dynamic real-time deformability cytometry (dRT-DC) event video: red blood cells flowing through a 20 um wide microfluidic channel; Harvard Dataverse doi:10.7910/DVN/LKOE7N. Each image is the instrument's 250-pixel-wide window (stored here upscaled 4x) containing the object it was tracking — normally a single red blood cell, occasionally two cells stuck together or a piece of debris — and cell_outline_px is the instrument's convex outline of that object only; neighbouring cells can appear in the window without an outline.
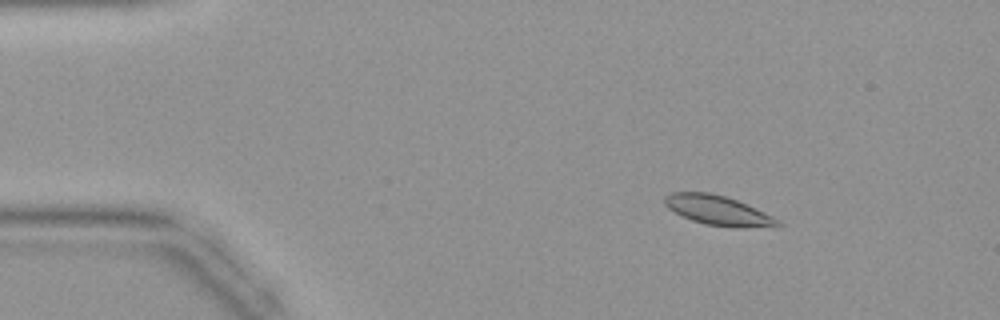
{"species": "common noctule bat (a hibernating species)", "species_latin": "Nyctalus noctula", "temperature_condition": "warm", "stored_images_in_passage": 44, "camera_frame_rate_fps": 3000, "um_per_image_px": 0.085, "animal": {"sex": "female", "body_mass_g": 19.9}, "frame": {"image": 1, "passage_image": 7, "time_ms": 2.0, "image_size_px": [1000, 320], "cell_outline_px": [[784, 224], [744, 228], [732, 228], [704, 224], [680, 216], [668, 208], [664, 204], [664, 196], [672, 192], [708, 192], [724, 196], [736, 200], [764, 212], [780, 220]], "centroid_in_image_um": [60.98, 17.89], "position_along_channel_um": 24.0, "area_um2": 19.48}}
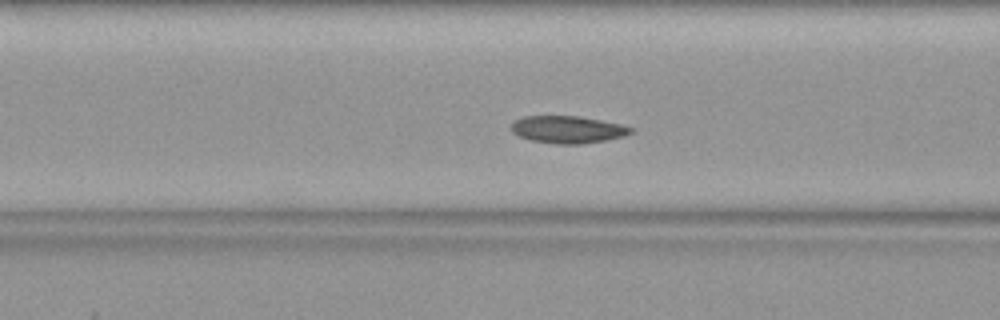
{"frame": {"image": 2, "passage_image": 18, "time_ms": 5.667, "image_size_px": [1000, 320], "cell_outline_px": [[632, 132], [624, 136], [584, 144], [556, 144], [532, 140], [520, 136], [512, 132], [508, 128], [516, 120], [524, 116], [580, 116], [620, 124], [632, 128]], "centroid_in_image_um": [48.23, 11.01], "position_along_channel_um": 118.4, "area_um2": 18.9}}
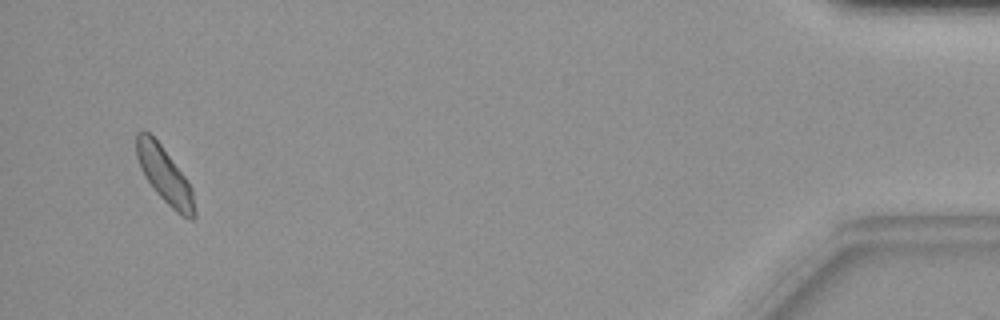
{"frame": {"image": 3, "passage_image": 43, "time_ms": 14.0, "image_size_px": [1000, 320], "cell_outline_px": [[196, 216], [192, 220], [180, 216], [156, 192], [144, 176], [140, 168], [136, 156], [136, 132], [144, 128], [160, 144], [184, 176], [192, 188], [196, 212]], "centroid_in_image_um": [13.98, 14.9], "position_along_channel_um": 421.2, "area_um2": 18.9}}